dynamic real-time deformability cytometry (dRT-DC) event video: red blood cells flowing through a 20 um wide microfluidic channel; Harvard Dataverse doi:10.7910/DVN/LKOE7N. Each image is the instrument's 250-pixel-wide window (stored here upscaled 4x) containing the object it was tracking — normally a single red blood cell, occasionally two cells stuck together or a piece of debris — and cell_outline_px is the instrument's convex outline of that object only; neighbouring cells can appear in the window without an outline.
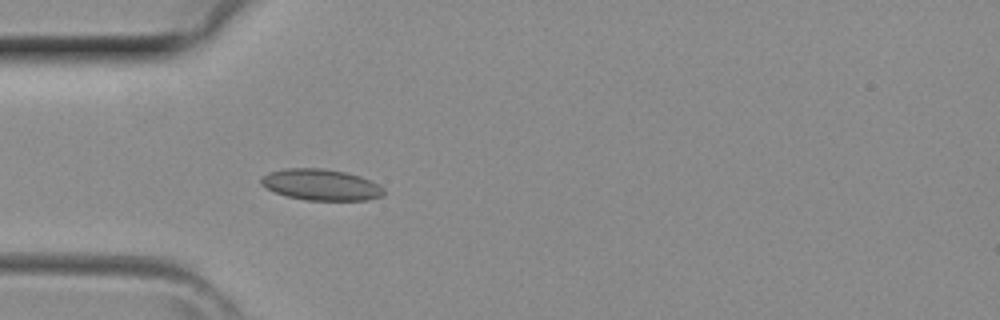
{"species": "common noctule bat (a hibernating species)", "species_latin": "Nyctalus noctula", "temperature_condition": "room temperature", "stored_images_in_passage": 2, "camera_frame_rate_fps": 3000, "um_per_image_px": 0.085, "animal": {"sex": "female", "body_mass_g": 29.2, "forearm_length_mm": 56.3}, "frame": {"image": 1, "passage_image": 2, "time_ms": 0.333, "image_size_px": [1000, 320], "cell_outline_px": [[384, 196], [368, 200], [304, 200], [288, 196], [276, 192], [260, 184], [260, 180], [268, 172], [284, 168], [324, 168], [344, 172], [360, 176], [384, 188]], "centroid_in_image_um": [27.28, 15.7], "position_along_channel_um": 57.7, "area_um2": 22.2}}